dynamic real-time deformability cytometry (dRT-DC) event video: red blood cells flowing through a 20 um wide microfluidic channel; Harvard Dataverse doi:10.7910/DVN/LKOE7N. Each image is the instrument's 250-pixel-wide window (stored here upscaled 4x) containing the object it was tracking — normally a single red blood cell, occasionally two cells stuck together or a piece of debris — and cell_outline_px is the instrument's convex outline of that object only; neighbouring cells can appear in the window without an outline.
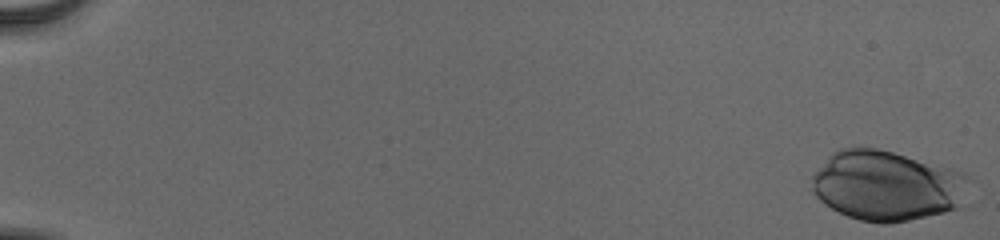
{"species": "human", "species_latin": "Homo sapiens", "temperature_condition": "cold", "stored_images_in_passage": 55, "camera_frame_rate_fps": 3000, "um_per_image_px": 0.085, "donor": {"sex": "male"}, "frame": {"image": 1, "passage_image": 1, "time_ms": 0.0, "image_size_px": [1000, 240], "cell_outline_px": [[968, 180], [956, 208], [944, 212], [908, 220], [888, 224], [880, 224], [860, 220], [848, 216], [824, 204], [812, 192], [812, 176], [832, 152], [840, 148], [876, 148], [892, 152], [948, 168], [964, 176]], "centroid_in_image_um": [75.27, 15.79], "position_along_channel_um": 9.7, "area_um2": 62.83}}
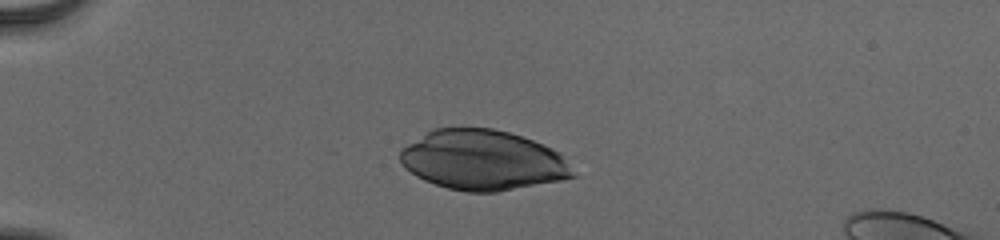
{"frame": {"image": 2, "passage_image": 16, "time_ms": 5.0, "image_size_px": [1000, 240], "cell_outline_px": [[576, 176], [560, 180], [496, 192], [468, 192], [448, 188], [424, 180], [416, 176], [400, 160], [400, 148], [432, 128], [492, 128], [508, 132], [532, 140], [552, 148], [560, 152]], "centroid_in_image_um": [41.02, 13.6], "position_along_channel_um": 44.0, "area_um2": 60.05}}